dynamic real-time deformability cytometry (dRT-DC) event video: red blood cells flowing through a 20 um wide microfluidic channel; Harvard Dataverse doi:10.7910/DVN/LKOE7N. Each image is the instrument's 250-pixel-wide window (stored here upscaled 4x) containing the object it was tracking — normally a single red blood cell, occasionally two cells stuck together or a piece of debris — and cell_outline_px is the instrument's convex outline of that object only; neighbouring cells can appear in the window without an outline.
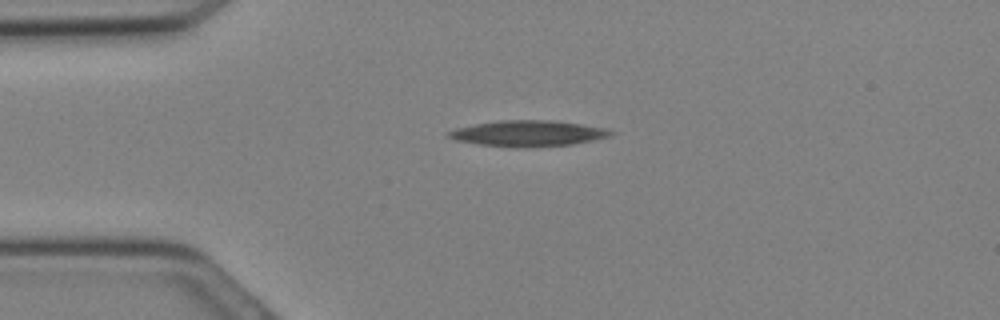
{"species": "Egyptian fruit bat (a non-hibernating species)", "species_latin": "Rousettus aegyptiacus", "temperature_condition": "cold", "stored_images_in_passage": 18, "camera_frame_rate_fps": 3000, "um_per_image_px": 0.085, "animal": {"sex": "female"}, "frame": {"image": 1, "passage_image": 5, "time_ms": 1.333, "image_size_px": [1000, 320], "cell_outline_px": [[616, 132], [612, 136], [572, 144], [532, 148], [508, 148], [476, 144], [456, 140], [444, 136], [448, 132], [456, 128], [476, 124], [500, 120], [548, 120], [580, 124], [604, 128]], "centroid_in_image_um": [44.85, 11.36], "position_along_channel_um": 40.1, "area_um2": 24.74}}
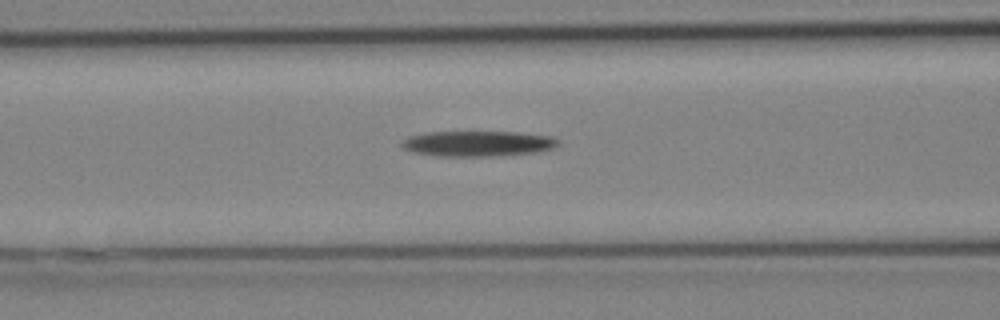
{"frame": {"image": 2, "passage_image": 10, "time_ms": 3.0, "image_size_px": [1000, 320], "cell_outline_px": [[560, 144], [552, 148], [536, 152], [492, 156], [436, 156], [412, 152], [404, 148], [400, 144], [408, 136], [428, 132], [516, 132], [552, 136], [560, 140]], "centroid_in_image_um": [40.62, 12.2], "position_along_channel_um": 126.0, "area_um2": 23.24}}
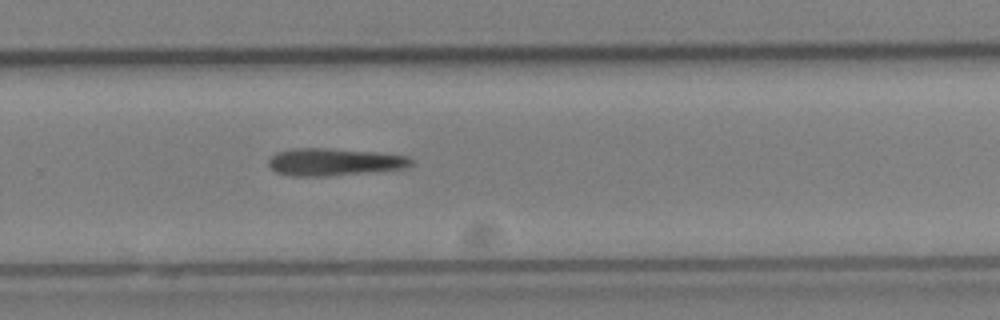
{"frame": {"image": 3, "passage_image": 18, "time_ms": 5.667, "image_size_px": [1000, 320], "cell_outline_px": [[412, 164], [408, 168], [332, 176], [288, 176], [276, 172], [268, 164], [268, 160], [276, 152], [292, 148], [324, 148], [376, 152], [408, 156], [412, 160]], "centroid_in_image_um": [28.4, 13.77], "position_along_channel_um": 301.4, "area_um2": 22.89}}